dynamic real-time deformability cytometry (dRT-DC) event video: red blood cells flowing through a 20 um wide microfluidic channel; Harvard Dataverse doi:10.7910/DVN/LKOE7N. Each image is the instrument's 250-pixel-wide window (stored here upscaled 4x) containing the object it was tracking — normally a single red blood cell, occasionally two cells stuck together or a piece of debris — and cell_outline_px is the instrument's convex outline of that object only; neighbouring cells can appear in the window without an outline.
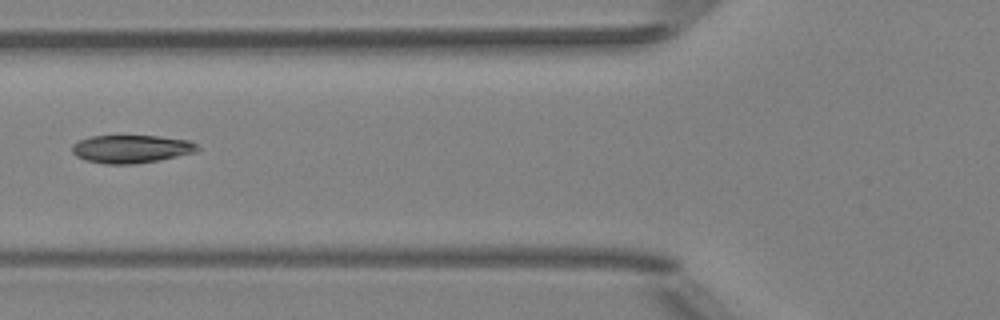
{"species": "Egyptian fruit bat (a non-hibernating species)", "species_latin": "Rousettus aegyptiacus", "temperature_condition": "room temperature", "stored_images_in_passage": 6, "camera_frame_rate_fps": 3000, "um_per_image_px": 0.085, "animal": {"sex": "female"}, "frame": {"image": 1, "passage_image": 6, "time_ms": 6.667, "image_size_px": [1000, 320], "cell_outline_px": [[200, 148], [196, 152], [156, 160], [132, 164], [104, 164], [84, 160], [76, 156], [72, 152], [72, 144], [88, 136], [156, 136], [188, 140], [196, 144]], "centroid_in_image_um": [11.11, 12.66], "position_along_channel_um": 114.7, "area_um2": 20.35}}